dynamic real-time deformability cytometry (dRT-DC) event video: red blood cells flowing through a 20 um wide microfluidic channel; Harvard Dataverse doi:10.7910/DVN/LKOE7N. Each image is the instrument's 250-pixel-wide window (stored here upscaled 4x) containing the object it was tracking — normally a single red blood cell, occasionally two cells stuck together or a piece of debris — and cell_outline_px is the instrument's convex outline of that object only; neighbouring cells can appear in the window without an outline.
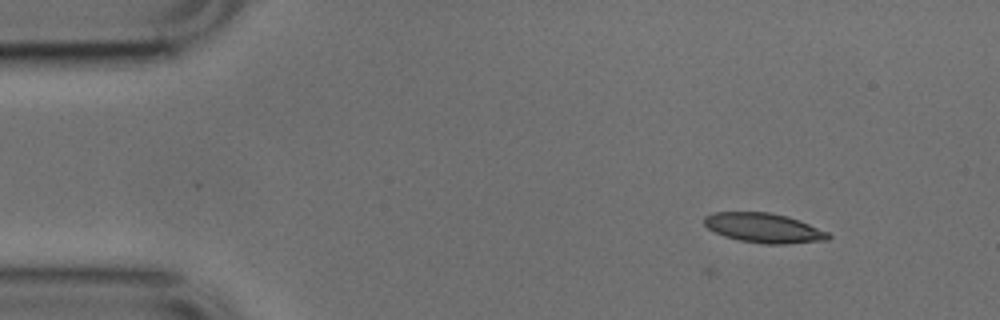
{"species": "common noctule bat (a hibernating species)", "species_latin": "Nyctalus noctula", "temperature_condition": "cold", "stored_images_in_passage": 3, "camera_frame_rate_fps": 3000, "um_per_image_px": 0.085, "animal": {"sex": "male", "body_mass_g": 17.9, "forearm_length_mm": 54.2}, "frame": {"image": 1, "passage_image": 1, "time_ms": 0.0, "image_size_px": [1000, 320], "cell_outline_px": [[832, 236], [828, 240], [788, 244], [764, 244], [740, 240], [724, 236], [708, 228], [704, 224], [704, 216], [712, 212], [768, 212], [788, 216], [828, 232]], "centroid_in_image_um": [64.92, 19.38], "position_along_channel_um": 20.1, "area_um2": 21.39}}